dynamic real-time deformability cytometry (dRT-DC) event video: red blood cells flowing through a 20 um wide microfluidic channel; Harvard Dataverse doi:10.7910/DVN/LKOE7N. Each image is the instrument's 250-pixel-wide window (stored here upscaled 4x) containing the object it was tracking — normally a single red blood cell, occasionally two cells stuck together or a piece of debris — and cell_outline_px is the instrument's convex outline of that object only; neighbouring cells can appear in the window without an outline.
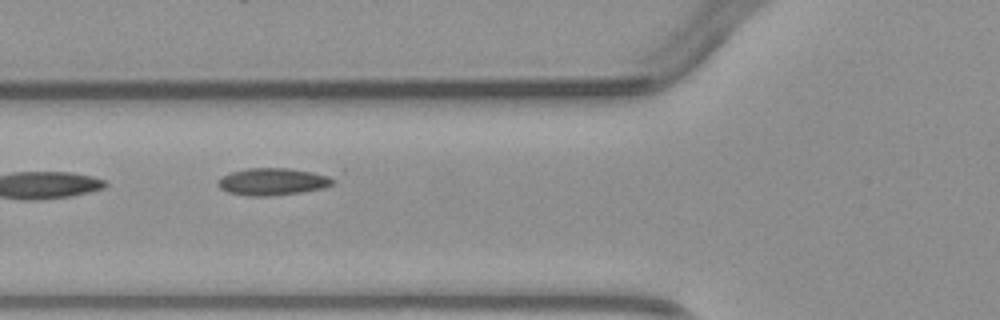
{"species": "common noctule bat (a hibernating species)", "species_latin": "Nyctalus noctula", "temperature_condition": "warm", "stored_images_in_passage": 6, "camera_frame_rate_fps": 3000, "um_per_image_px": 0.085, "animal": {"sex": "male", "body_mass_g": 23.1, "forearm_length_mm": 52.7}, "frame": {"image": 1, "passage_image": 5, "time_ms": 5.0, "image_size_px": [1000, 320], "cell_outline_px": [[336, 184], [324, 188], [304, 192], [268, 196], [248, 196], [228, 192], [220, 188], [216, 184], [216, 180], [220, 176], [232, 172], [248, 168], [288, 168], [336, 176]], "centroid_in_image_um": [23.23, 15.44], "position_along_channel_um": 102.6, "area_um2": 18.67}}
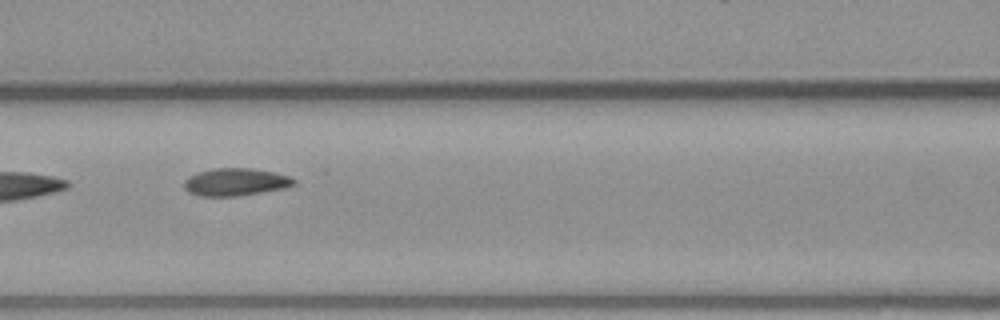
{"frame": {"image": 2, "passage_image": 6, "time_ms": 6.0, "image_size_px": [1000, 320], "cell_outline_px": [[296, 184], [284, 188], [236, 196], [200, 196], [188, 192], [184, 188], [184, 180], [188, 176], [196, 172], [212, 168], [252, 168], [272, 172], [288, 176], [296, 180]], "centroid_in_image_um": [19.97, 15.46], "position_along_channel_um": 146.6, "area_um2": 17.63}}